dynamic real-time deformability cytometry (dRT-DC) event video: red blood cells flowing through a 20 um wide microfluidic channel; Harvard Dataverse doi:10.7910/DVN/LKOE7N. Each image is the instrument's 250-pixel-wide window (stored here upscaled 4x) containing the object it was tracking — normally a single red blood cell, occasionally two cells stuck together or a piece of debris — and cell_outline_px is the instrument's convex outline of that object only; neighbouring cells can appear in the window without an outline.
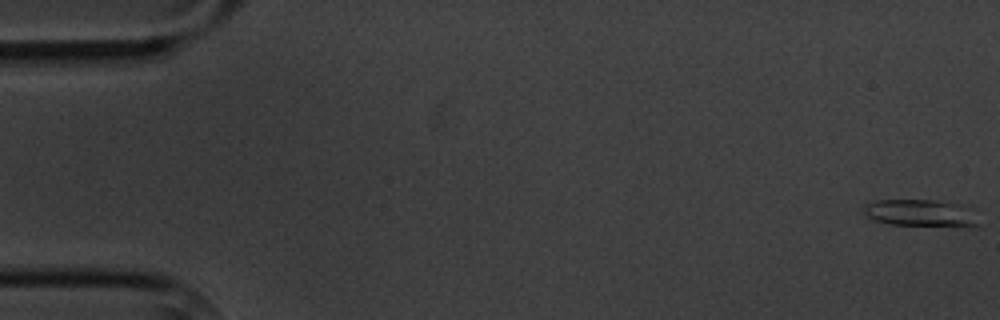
{"species": "common noctule bat (a hibernating species)", "species_latin": "Nyctalus noctula", "temperature_condition": "cold", "stored_images_in_passage": 5, "camera_frame_rate_fps": 3000, "um_per_image_px": 0.085, "animal": {"sex": "male", "body_mass_g": 20.1, "forearm_length_mm": 53.5}, "frame": {"image": 1, "passage_image": 1, "time_ms": 0.0, "image_size_px": [1000, 320], "cell_outline_px": [[980, 224], [972, 228], [968, 228], [888, 224], [876, 220], [868, 216], [864, 212], [864, 208], [868, 204], [876, 200], [936, 200], [960, 204]], "centroid_in_image_um": [78.27, 18.14], "position_along_channel_um": 6.7, "area_um2": 18.03}}
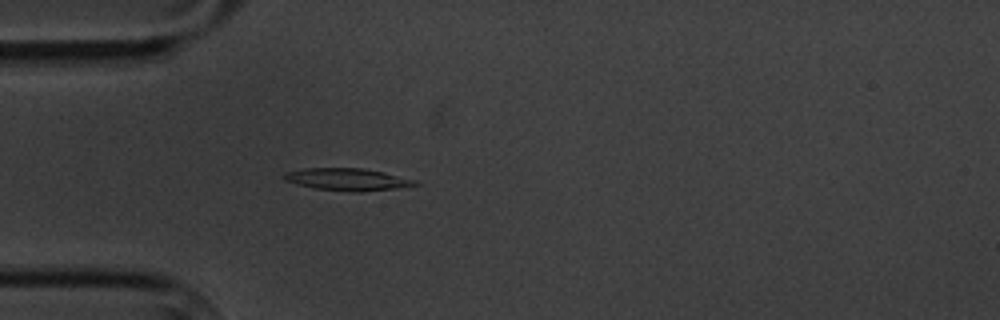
{"frame": {"image": 2, "passage_image": 5, "time_ms": 5.333, "image_size_px": [1000, 320], "cell_outline_px": [[420, 184], [392, 188], [360, 192], [356, 192], [316, 188], [296, 184], [284, 180], [284, 172], [304, 168], [364, 168], [384, 172], [416, 180]], "centroid_in_image_um": [29.5, 15.23], "position_along_channel_um": 55.5, "area_um2": 16.76}}